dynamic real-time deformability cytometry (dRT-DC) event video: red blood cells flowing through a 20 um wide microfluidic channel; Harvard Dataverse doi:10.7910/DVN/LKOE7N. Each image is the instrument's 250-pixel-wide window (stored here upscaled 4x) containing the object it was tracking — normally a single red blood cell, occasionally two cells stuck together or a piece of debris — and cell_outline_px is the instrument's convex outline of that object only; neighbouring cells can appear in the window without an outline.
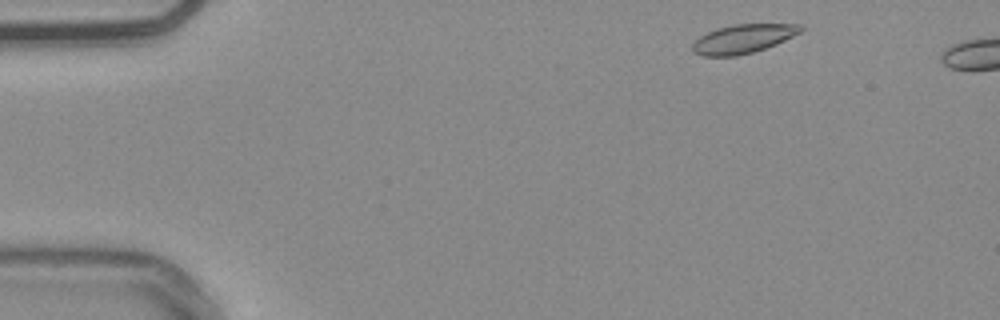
{"species": "common noctule bat (a hibernating species)", "species_latin": "Nyctalus noctula", "temperature_condition": "warm", "stored_images_in_passage": 7, "camera_frame_rate_fps": 3000, "um_per_image_px": 0.085, "animal": {"sex": "male", "body_mass_g": 20.4}, "frame": {"image": 1, "passage_image": 3, "time_ms": 0.667, "image_size_px": [1000, 320], "cell_outline_px": [[804, 28], [800, 32], [776, 44], [752, 52], [736, 56], [700, 56], [692, 52], [692, 44], [700, 36], [716, 28], [732, 24], [804, 24]], "centroid_in_image_um": [63.13, 3.29], "position_along_channel_um": 21.9, "area_um2": 18.21}}